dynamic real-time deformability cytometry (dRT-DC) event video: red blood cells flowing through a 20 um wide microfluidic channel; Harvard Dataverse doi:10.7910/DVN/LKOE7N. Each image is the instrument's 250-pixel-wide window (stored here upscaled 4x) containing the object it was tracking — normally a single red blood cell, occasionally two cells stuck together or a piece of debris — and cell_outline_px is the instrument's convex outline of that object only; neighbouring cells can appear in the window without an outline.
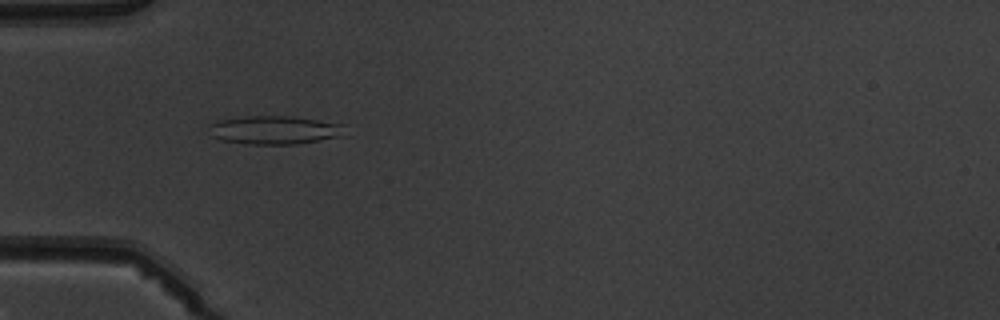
{"species": "common noctule bat (a hibernating species)", "species_latin": "Nyctalus noctula", "temperature_condition": "warm", "stored_images_in_passage": 5, "camera_frame_rate_fps": 3000, "um_per_image_px": 0.085, "animal": {"sex": "male", "body_mass_g": 19.5, "forearm_length_mm": 54.6}, "frame": {"image": 1, "passage_image": 4, "time_ms": 3.667, "image_size_px": [1000, 320], "cell_outline_px": [[344, 136], [296, 144], [248, 144], [220, 140], [212, 136], [208, 124], [216, 120], [248, 116], [292, 116], [344, 124]], "centroid_in_image_um": [23.32, 11.05], "position_along_channel_um": 61.7, "area_um2": 22.66}}